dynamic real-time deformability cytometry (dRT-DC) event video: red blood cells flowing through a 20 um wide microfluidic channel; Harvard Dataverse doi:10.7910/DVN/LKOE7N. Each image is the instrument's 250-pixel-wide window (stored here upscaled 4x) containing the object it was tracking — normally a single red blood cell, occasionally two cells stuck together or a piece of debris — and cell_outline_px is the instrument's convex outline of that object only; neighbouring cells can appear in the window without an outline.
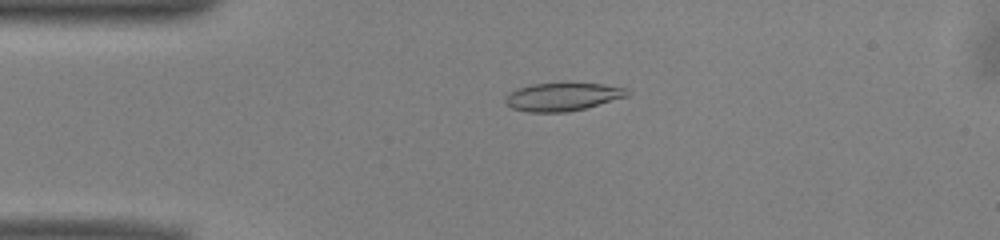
{"species": "common noctule bat (a hibernating species)", "species_latin": "Nyctalus noctula", "temperature_condition": "warm", "stored_images_in_passage": 51, "camera_frame_rate_fps": 3000, "um_per_image_px": 0.085, "animal": {"sex": "male", "body_mass_g": 13.0, "forearm_length_mm": 53.1}, "frame": {"image": 1, "passage_image": 11, "time_ms": 3.333, "image_size_px": [1000, 240], "cell_outline_px": [[632, 92], [628, 96], [584, 108], [568, 112], [528, 112], [512, 108], [504, 100], [504, 96], [508, 92], [516, 88], [532, 84], [564, 80], [568, 80], [604, 84], [628, 88]], "centroid_in_image_um": [47.83, 8.16], "position_along_channel_um": 37.2, "area_um2": 20.98}}
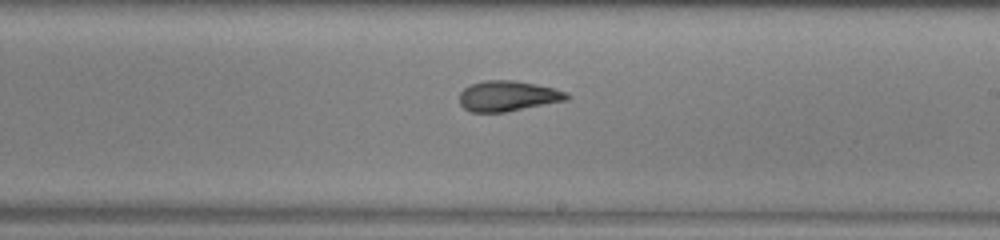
{"frame": {"image": 2, "passage_image": 29, "time_ms": 9.333, "image_size_px": [1000, 240], "cell_outline_px": [[572, 96], [568, 100], [504, 112], [472, 112], [464, 108], [460, 104], [460, 92], [464, 88], [472, 84], [484, 80], [512, 80], [536, 84], [568, 92]], "centroid_in_image_um": [43.19, 8.16], "position_along_channel_um": 245.8, "area_um2": 19.02}}
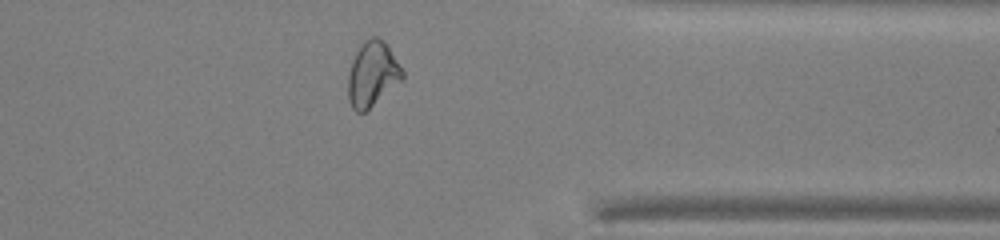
{"frame": {"image": 3, "passage_image": 40, "time_ms": 13.0, "image_size_px": [1000, 240], "cell_outline_px": [[404, 76], [400, 80], [364, 112], [356, 112], [352, 108], [348, 100], [348, 72], [352, 60], [360, 44], [364, 40], [372, 36], [376, 36], [384, 40], [404, 72]], "centroid_in_image_um": [31.61, 6.26], "position_along_channel_um": 379.8, "area_um2": 20.23}, "authors_computed_cell_mechanics": {"area_um2": 20.23, "velocity_mm_per_s": 3.9768, "shape_relaxation_time_tau1_ms": null, "shape_relaxation_time_tau2_ms": 1.9978, "deformation_change_tau1": null, "deformation_change_tau2": 0.0932}}